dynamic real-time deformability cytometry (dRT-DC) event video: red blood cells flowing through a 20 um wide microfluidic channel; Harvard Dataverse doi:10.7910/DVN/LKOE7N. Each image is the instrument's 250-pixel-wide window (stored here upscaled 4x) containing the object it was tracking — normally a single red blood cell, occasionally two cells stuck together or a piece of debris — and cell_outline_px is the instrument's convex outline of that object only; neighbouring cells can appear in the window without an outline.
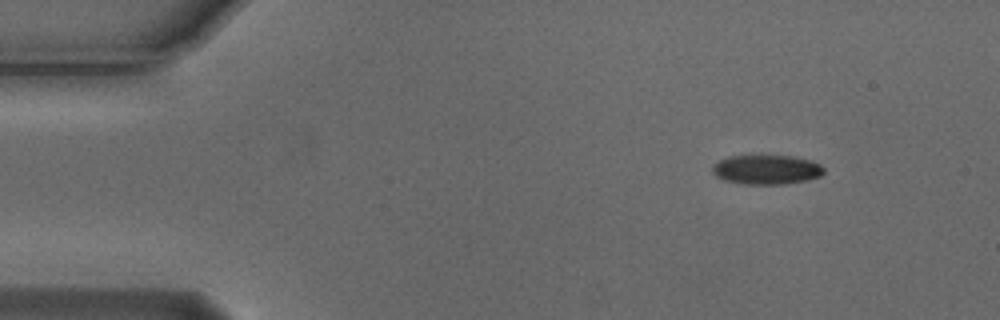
{"species": "Egyptian fruit bat (a non-hibernating species)", "species_latin": "Rousettus aegyptiacus", "temperature_condition": "cold", "stored_images_in_passage": 8, "camera_frame_rate_fps": 3000, "um_per_image_px": 0.085, "animal": {"sex": "male"}, "frame": {"image": 1, "passage_image": 1, "time_ms": 0.0, "image_size_px": [1000, 320], "cell_outline_px": [[824, 172], [820, 176], [788, 184], [740, 184], [724, 180], [716, 176], [712, 172], [712, 164], [728, 156], [796, 156], [812, 160], [820, 164], [824, 168]], "centroid_in_image_um": [65.15, 14.42], "position_along_channel_um": 19.9, "area_um2": 19.25}}
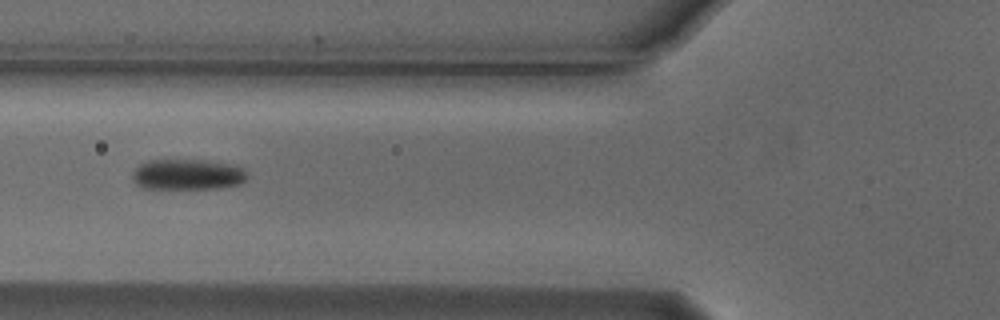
{"frame": {"image": 2, "passage_image": 5, "time_ms": 1.333, "image_size_px": [1000, 320], "cell_outline_px": [[248, 176], [240, 184], [216, 188], [140, 188], [132, 180], [132, 176], [136, 168], [140, 164], [148, 160], [204, 160], [232, 164], [244, 168]], "centroid_in_image_um": [15.94, 14.82], "position_along_channel_um": 109.9, "area_um2": 20.52}}
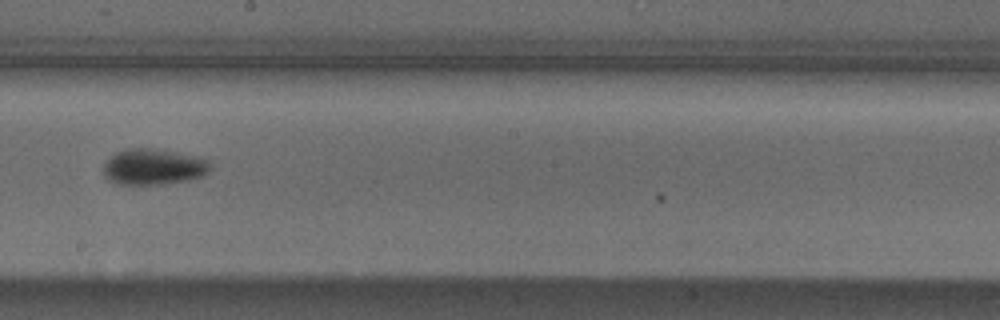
{"frame": {"image": 3, "passage_image": 8, "time_ms": 2.333, "image_size_px": [1000, 320], "cell_outline_px": [[212, 168], [204, 176], [188, 180], [160, 184], [116, 184], [108, 180], [104, 176], [104, 164], [116, 152], [124, 148], [152, 148], [204, 156], [212, 164]], "centroid_in_image_um": [13.11, 14.16], "position_along_channel_um": 235.1, "area_um2": 22.83}}